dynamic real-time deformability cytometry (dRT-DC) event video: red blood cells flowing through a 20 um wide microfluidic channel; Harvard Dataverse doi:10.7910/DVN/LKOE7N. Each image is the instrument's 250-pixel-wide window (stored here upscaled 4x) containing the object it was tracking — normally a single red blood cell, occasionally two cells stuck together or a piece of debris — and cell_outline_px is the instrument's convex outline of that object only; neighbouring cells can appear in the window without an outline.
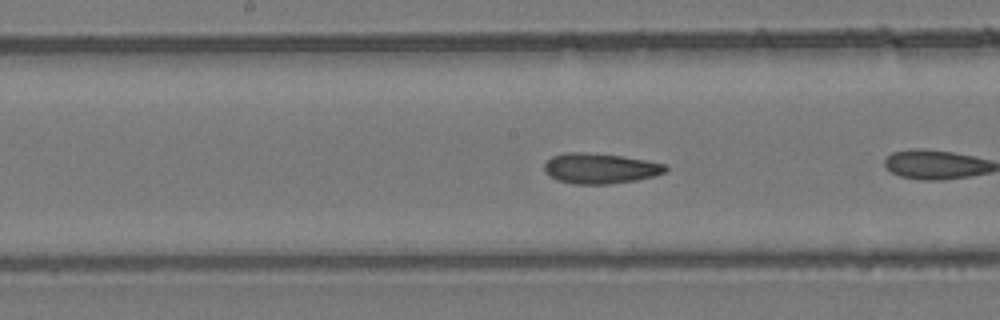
{"species": "common noctule bat (a hibernating species)", "species_latin": "Nyctalus noctula", "temperature_condition": "room temperature", "stored_images_in_passage": 17, "camera_frame_rate_fps": 3000, "um_per_image_px": 0.085, "animal": {"sex": "female", "body_mass_g": 24.6, "forearm_length_mm": 56.2}, "frame": {"image": 1, "passage_image": 10, "time_ms": 3.0, "image_size_px": [1000, 320], "cell_outline_px": [[668, 168], [664, 172], [656, 176], [636, 180], [608, 184], [576, 184], [556, 180], [544, 172], [544, 164], [552, 156], [564, 152], [584, 152], [620, 156], [644, 160], [664, 164]], "centroid_in_image_um": [50.97, 14.32], "position_along_channel_um": 197.2, "area_um2": 21.39}}